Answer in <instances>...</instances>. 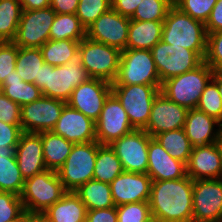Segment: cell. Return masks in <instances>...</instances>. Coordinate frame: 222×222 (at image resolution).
I'll return each mask as SVG.
<instances>
[{
	"instance_id": "obj_1",
	"label": "cell",
	"mask_w": 222,
	"mask_h": 222,
	"mask_svg": "<svg viewBox=\"0 0 222 222\" xmlns=\"http://www.w3.org/2000/svg\"><path fill=\"white\" fill-rule=\"evenodd\" d=\"M149 207L159 222H192L193 180L187 175L176 180L152 181Z\"/></svg>"
},
{
	"instance_id": "obj_2",
	"label": "cell",
	"mask_w": 222,
	"mask_h": 222,
	"mask_svg": "<svg viewBox=\"0 0 222 222\" xmlns=\"http://www.w3.org/2000/svg\"><path fill=\"white\" fill-rule=\"evenodd\" d=\"M161 41L192 50L204 61L207 50L205 23L193 19L173 5L163 22Z\"/></svg>"
},
{
	"instance_id": "obj_3",
	"label": "cell",
	"mask_w": 222,
	"mask_h": 222,
	"mask_svg": "<svg viewBox=\"0 0 222 222\" xmlns=\"http://www.w3.org/2000/svg\"><path fill=\"white\" fill-rule=\"evenodd\" d=\"M90 79L91 76L77 56L61 66L44 63L40 69L39 80H35L34 84L43 96L67 102L72 91Z\"/></svg>"
},
{
	"instance_id": "obj_4",
	"label": "cell",
	"mask_w": 222,
	"mask_h": 222,
	"mask_svg": "<svg viewBox=\"0 0 222 222\" xmlns=\"http://www.w3.org/2000/svg\"><path fill=\"white\" fill-rule=\"evenodd\" d=\"M213 74L212 68L203 61L195 69L164 81L160 91L176 104L194 109Z\"/></svg>"
},
{
	"instance_id": "obj_5",
	"label": "cell",
	"mask_w": 222,
	"mask_h": 222,
	"mask_svg": "<svg viewBox=\"0 0 222 222\" xmlns=\"http://www.w3.org/2000/svg\"><path fill=\"white\" fill-rule=\"evenodd\" d=\"M67 191L57 171L46 169L25 180L20 199L28 212H44Z\"/></svg>"
},
{
	"instance_id": "obj_6",
	"label": "cell",
	"mask_w": 222,
	"mask_h": 222,
	"mask_svg": "<svg viewBox=\"0 0 222 222\" xmlns=\"http://www.w3.org/2000/svg\"><path fill=\"white\" fill-rule=\"evenodd\" d=\"M161 85H112V93L126 111L135 129H144L151 113L155 97L161 92Z\"/></svg>"
},
{
	"instance_id": "obj_7",
	"label": "cell",
	"mask_w": 222,
	"mask_h": 222,
	"mask_svg": "<svg viewBox=\"0 0 222 222\" xmlns=\"http://www.w3.org/2000/svg\"><path fill=\"white\" fill-rule=\"evenodd\" d=\"M162 85L151 50L125 49L112 85Z\"/></svg>"
},
{
	"instance_id": "obj_8",
	"label": "cell",
	"mask_w": 222,
	"mask_h": 222,
	"mask_svg": "<svg viewBox=\"0 0 222 222\" xmlns=\"http://www.w3.org/2000/svg\"><path fill=\"white\" fill-rule=\"evenodd\" d=\"M98 142L74 144L66 161L57 171L66 191H76L93 179Z\"/></svg>"
},
{
	"instance_id": "obj_9",
	"label": "cell",
	"mask_w": 222,
	"mask_h": 222,
	"mask_svg": "<svg viewBox=\"0 0 222 222\" xmlns=\"http://www.w3.org/2000/svg\"><path fill=\"white\" fill-rule=\"evenodd\" d=\"M78 56L91 78L110 83L115 80L121 57L119 49L85 37L80 41Z\"/></svg>"
},
{
	"instance_id": "obj_10",
	"label": "cell",
	"mask_w": 222,
	"mask_h": 222,
	"mask_svg": "<svg viewBox=\"0 0 222 222\" xmlns=\"http://www.w3.org/2000/svg\"><path fill=\"white\" fill-rule=\"evenodd\" d=\"M161 84L198 67L203 60L192 50L159 41L151 49Z\"/></svg>"
},
{
	"instance_id": "obj_11",
	"label": "cell",
	"mask_w": 222,
	"mask_h": 222,
	"mask_svg": "<svg viewBox=\"0 0 222 222\" xmlns=\"http://www.w3.org/2000/svg\"><path fill=\"white\" fill-rule=\"evenodd\" d=\"M55 16L56 12L51 7L22 10L13 42L23 48H40L50 39Z\"/></svg>"
},
{
	"instance_id": "obj_12",
	"label": "cell",
	"mask_w": 222,
	"mask_h": 222,
	"mask_svg": "<svg viewBox=\"0 0 222 222\" xmlns=\"http://www.w3.org/2000/svg\"><path fill=\"white\" fill-rule=\"evenodd\" d=\"M151 138L143 129H133L110 144L124 171L147 174L148 145Z\"/></svg>"
},
{
	"instance_id": "obj_13",
	"label": "cell",
	"mask_w": 222,
	"mask_h": 222,
	"mask_svg": "<svg viewBox=\"0 0 222 222\" xmlns=\"http://www.w3.org/2000/svg\"><path fill=\"white\" fill-rule=\"evenodd\" d=\"M192 222H222V178L193 181Z\"/></svg>"
},
{
	"instance_id": "obj_14",
	"label": "cell",
	"mask_w": 222,
	"mask_h": 222,
	"mask_svg": "<svg viewBox=\"0 0 222 222\" xmlns=\"http://www.w3.org/2000/svg\"><path fill=\"white\" fill-rule=\"evenodd\" d=\"M66 102L41 96L32 103L21 106V128L23 132L40 133L52 131Z\"/></svg>"
},
{
	"instance_id": "obj_15",
	"label": "cell",
	"mask_w": 222,
	"mask_h": 222,
	"mask_svg": "<svg viewBox=\"0 0 222 222\" xmlns=\"http://www.w3.org/2000/svg\"><path fill=\"white\" fill-rule=\"evenodd\" d=\"M96 125V141L110 145L116 139L135 129L117 97L111 93L106 99Z\"/></svg>"
},
{
	"instance_id": "obj_16",
	"label": "cell",
	"mask_w": 222,
	"mask_h": 222,
	"mask_svg": "<svg viewBox=\"0 0 222 222\" xmlns=\"http://www.w3.org/2000/svg\"><path fill=\"white\" fill-rule=\"evenodd\" d=\"M111 93L112 83L99 78H91L72 91L66 104L96 122Z\"/></svg>"
},
{
	"instance_id": "obj_17",
	"label": "cell",
	"mask_w": 222,
	"mask_h": 222,
	"mask_svg": "<svg viewBox=\"0 0 222 222\" xmlns=\"http://www.w3.org/2000/svg\"><path fill=\"white\" fill-rule=\"evenodd\" d=\"M129 25L130 18L110 8L86 29V37L123 51L127 45Z\"/></svg>"
},
{
	"instance_id": "obj_18",
	"label": "cell",
	"mask_w": 222,
	"mask_h": 222,
	"mask_svg": "<svg viewBox=\"0 0 222 222\" xmlns=\"http://www.w3.org/2000/svg\"><path fill=\"white\" fill-rule=\"evenodd\" d=\"M188 109L176 104L160 92L153 102L147 126L149 136L184 128Z\"/></svg>"
},
{
	"instance_id": "obj_19",
	"label": "cell",
	"mask_w": 222,
	"mask_h": 222,
	"mask_svg": "<svg viewBox=\"0 0 222 222\" xmlns=\"http://www.w3.org/2000/svg\"><path fill=\"white\" fill-rule=\"evenodd\" d=\"M151 184L152 179L148 174L123 171L110 183L115 206L149 202Z\"/></svg>"
},
{
	"instance_id": "obj_20",
	"label": "cell",
	"mask_w": 222,
	"mask_h": 222,
	"mask_svg": "<svg viewBox=\"0 0 222 222\" xmlns=\"http://www.w3.org/2000/svg\"><path fill=\"white\" fill-rule=\"evenodd\" d=\"M52 132L74 144L96 141L95 122L68 104H65Z\"/></svg>"
},
{
	"instance_id": "obj_21",
	"label": "cell",
	"mask_w": 222,
	"mask_h": 222,
	"mask_svg": "<svg viewBox=\"0 0 222 222\" xmlns=\"http://www.w3.org/2000/svg\"><path fill=\"white\" fill-rule=\"evenodd\" d=\"M147 174L152 181L176 180L187 176V167L184 162L172 158L152 137L148 145Z\"/></svg>"
},
{
	"instance_id": "obj_22",
	"label": "cell",
	"mask_w": 222,
	"mask_h": 222,
	"mask_svg": "<svg viewBox=\"0 0 222 222\" xmlns=\"http://www.w3.org/2000/svg\"><path fill=\"white\" fill-rule=\"evenodd\" d=\"M186 167L193 181L222 178V151L218 142L192 149Z\"/></svg>"
},
{
	"instance_id": "obj_23",
	"label": "cell",
	"mask_w": 222,
	"mask_h": 222,
	"mask_svg": "<svg viewBox=\"0 0 222 222\" xmlns=\"http://www.w3.org/2000/svg\"><path fill=\"white\" fill-rule=\"evenodd\" d=\"M15 157L25 180L46 170L41 134L23 132L15 148Z\"/></svg>"
},
{
	"instance_id": "obj_24",
	"label": "cell",
	"mask_w": 222,
	"mask_h": 222,
	"mask_svg": "<svg viewBox=\"0 0 222 222\" xmlns=\"http://www.w3.org/2000/svg\"><path fill=\"white\" fill-rule=\"evenodd\" d=\"M216 124L219 129L214 130ZM221 127L218 120L208 116L205 112L196 108L188 110L184 130L193 149L218 142Z\"/></svg>"
},
{
	"instance_id": "obj_25",
	"label": "cell",
	"mask_w": 222,
	"mask_h": 222,
	"mask_svg": "<svg viewBox=\"0 0 222 222\" xmlns=\"http://www.w3.org/2000/svg\"><path fill=\"white\" fill-rule=\"evenodd\" d=\"M163 22L130 20L126 49L151 50L161 40Z\"/></svg>"
},
{
	"instance_id": "obj_26",
	"label": "cell",
	"mask_w": 222,
	"mask_h": 222,
	"mask_svg": "<svg viewBox=\"0 0 222 222\" xmlns=\"http://www.w3.org/2000/svg\"><path fill=\"white\" fill-rule=\"evenodd\" d=\"M44 212L54 222H86L87 208L74 191H67Z\"/></svg>"
},
{
	"instance_id": "obj_27",
	"label": "cell",
	"mask_w": 222,
	"mask_h": 222,
	"mask_svg": "<svg viewBox=\"0 0 222 222\" xmlns=\"http://www.w3.org/2000/svg\"><path fill=\"white\" fill-rule=\"evenodd\" d=\"M16 146L0 149V191L21 195L25 179L19 170L16 157Z\"/></svg>"
},
{
	"instance_id": "obj_28",
	"label": "cell",
	"mask_w": 222,
	"mask_h": 222,
	"mask_svg": "<svg viewBox=\"0 0 222 222\" xmlns=\"http://www.w3.org/2000/svg\"><path fill=\"white\" fill-rule=\"evenodd\" d=\"M45 167L58 171L71 153L74 143L52 131L40 132Z\"/></svg>"
},
{
	"instance_id": "obj_29",
	"label": "cell",
	"mask_w": 222,
	"mask_h": 222,
	"mask_svg": "<svg viewBox=\"0 0 222 222\" xmlns=\"http://www.w3.org/2000/svg\"><path fill=\"white\" fill-rule=\"evenodd\" d=\"M74 192L85 204L87 210L105 209L115 206L109 183L92 179L82 184Z\"/></svg>"
},
{
	"instance_id": "obj_30",
	"label": "cell",
	"mask_w": 222,
	"mask_h": 222,
	"mask_svg": "<svg viewBox=\"0 0 222 222\" xmlns=\"http://www.w3.org/2000/svg\"><path fill=\"white\" fill-rule=\"evenodd\" d=\"M1 84L3 94L20 106L32 103L42 96L41 90L35 84L23 81L16 70Z\"/></svg>"
},
{
	"instance_id": "obj_31",
	"label": "cell",
	"mask_w": 222,
	"mask_h": 222,
	"mask_svg": "<svg viewBox=\"0 0 222 222\" xmlns=\"http://www.w3.org/2000/svg\"><path fill=\"white\" fill-rule=\"evenodd\" d=\"M123 171L121 161L110 145L98 143L93 179L110 184Z\"/></svg>"
},
{
	"instance_id": "obj_32",
	"label": "cell",
	"mask_w": 222,
	"mask_h": 222,
	"mask_svg": "<svg viewBox=\"0 0 222 222\" xmlns=\"http://www.w3.org/2000/svg\"><path fill=\"white\" fill-rule=\"evenodd\" d=\"M156 141L167 151L169 155L186 165L192 152V144L186 136L184 128L166 131L154 136Z\"/></svg>"
},
{
	"instance_id": "obj_33",
	"label": "cell",
	"mask_w": 222,
	"mask_h": 222,
	"mask_svg": "<svg viewBox=\"0 0 222 222\" xmlns=\"http://www.w3.org/2000/svg\"><path fill=\"white\" fill-rule=\"evenodd\" d=\"M79 44V41L69 39H49L40 49L45 63L52 66H61L78 56Z\"/></svg>"
},
{
	"instance_id": "obj_34",
	"label": "cell",
	"mask_w": 222,
	"mask_h": 222,
	"mask_svg": "<svg viewBox=\"0 0 222 222\" xmlns=\"http://www.w3.org/2000/svg\"><path fill=\"white\" fill-rule=\"evenodd\" d=\"M86 37V28L76 14H56L50 30V40L81 41Z\"/></svg>"
},
{
	"instance_id": "obj_35",
	"label": "cell",
	"mask_w": 222,
	"mask_h": 222,
	"mask_svg": "<svg viewBox=\"0 0 222 222\" xmlns=\"http://www.w3.org/2000/svg\"><path fill=\"white\" fill-rule=\"evenodd\" d=\"M45 63L40 48L19 47L15 70L27 83L39 80L41 66Z\"/></svg>"
},
{
	"instance_id": "obj_36",
	"label": "cell",
	"mask_w": 222,
	"mask_h": 222,
	"mask_svg": "<svg viewBox=\"0 0 222 222\" xmlns=\"http://www.w3.org/2000/svg\"><path fill=\"white\" fill-rule=\"evenodd\" d=\"M21 13L19 0H0V42L14 40Z\"/></svg>"
},
{
	"instance_id": "obj_37",
	"label": "cell",
	"mask_w": 222,
	"mask_h": 222,
	"mask_svg": "<svg viewBox=\"0 0 222 222\" xmlns=\"http://www.w3.org/2000/svg\"><path fill=\"white\" fill-rule=\"evenodd\" d=\"M174 0H141L130 20L164 21Z\"/></svg>"
},
{
	"instance_id": "obj_38",
	"label": "cell",
	"mask_w": 222,
	"mask_h": 222,
	"mask_svg": "<svg viewBox=\"0 0 222 222\" xmlns=\"http://www.w3.org/2000/svg\"><path fill=\"white\" fill-rule=\"evenodd\" d=\"M196 109L218 120L222 125V98L217 83L211 79L201 94Z\"/></svg>"
},
{
	"instance_id": "obj_39",
	"label": "cell",
	"mask_w": 222,
	"mask_h": 222,
	"mask_svg": "<svg viewBox=\"0 0 222 222\" xmlns=\"http://www.w3.org/2000/svg\"><path fill=\"white\" fill-rule=\"evenodd\" d=\"M110 8H112L111 0H79L76 16L87 29Z\"/></svg>"
},
{
	"instance_id": "obj_40",
	"label": "cell",
	"mask_w": 222,
	"mask_h": 222,
	"mask_svg": "<svg viewBox=\"0 0 222 222\" xmlns=\"http://www.w3.org/2000/svg\"><path fill=\"white\" fill-rule=\"evenodd\" d=\"M217 0H174V5L193 19L206 23Z\"/></svg>"
},
{
	"instance_id": "obj_41",
	"label": "cell",
	"mask_w": 222,
	"mask_h": 222,
	"mask_svg": "<svg viewBox=\"0 0 222 222\" xmlns=\"http://www.w3.org/2000/svg\"><path fill=\"white\" fill-rule=\"evenodd\" d=\"M117 222H143L151 216L149 202L116 206Z\"/></svg>"
},
{
	"instance_id": "obj_42",
	"label": "cell",
	"mask_w": 222,
	"mask_h": 222,
	"mask_svg": "<svg viewBox=\"0 0 222 222\" xmlns=\"http://www.w3.org/2000/svg\"><path fill=\"white\" fill-rule=\"evenodd\" d=\"M19 46L13 41L0 42V83L15 70Z\"/></svg>"
},
{
	"instance_id": "obj_43",
	"label": "cell",
	"mask_w": 222,
	"mask_h": 222,
	"mask_svg": "<svg viewBox=\"0 0 222 222\" xmlns=\"http://www.w3.org/2000/svg\"><path fill=\"white\" fill-rule=\"evenodd\" d=\"M204 62L214 72H222V30L207 34V50Z\"/></svg>"
},
{
	"instance_id": "obj_44",
	"label": "cell",
	"mask_w": 222,
	"mask_h": 222,
	"mask_svg": "<svg viewBox=\"0 0 222 222\" xmlns=\"http://www.w3.org/2000/svg\"><path fill=\"white\" fill-rule=\"evenodd\" d=\"M24 210L20 196L12 192L0 191V222L18 217Z\"/></svg>"
},
{
	"instance_id": "obj_45",
	"label": "cell",
	"mask_w": 222,
	"mask_h": 222,
	"mask_svg": "<svg viewBox=\"0 0 222 222\" xmlns=\"http://www.w3.org/2000/svg\"><path fill=\"white\" fill-rule=\"evenodd\" d=\"M0 121L21 126V106L4 94L0 95Z\"/></svg>"
},
{
	"instance_id": "obj_46",
	"label": "cell",
	"mask_w": 222,
	"mask_h": 222,
	"mask_svg": "<svg viewBox=\"0 0 222 222\" xmlns=\"http://www.w3.org/2000/svg\"><path fill=\"white\" fill-rule=\"evenodd\" d=\"M22 133L21 126L0 121V149H6V146H17Z\"/></svg>"
},
{
	"instance_id": "obj_47",
	"label": "cell",
	"mask_w": 222,
	"mask_h": 222,
	"mask_svg": "<svg viewBox=\"0 0 222 222\" xmlns=\"http://www.w3.org/2000/svg\"><path fill=\"white\" fill-rule=\"evenodd\" d=\"M86 222H117L116 206L105 209L87 210Z\"/></svg>"
},
{
	"instance_id": "obj_48",
	"label": "cell",
	"mask_w": 222,
	"mask_h": 222,
	"mask_svg": "<svg viewBox=\"0 0 222 222\" xmlns=\"http://www.w3.org/2000/svg\"><path fill=\"white\" fill-rule=\"evenodd\" d=\"M205 28L207 34L222 30V0H217L205 23Z\"/></svg>"
},
{
	"instance_id": "obj_49",
	"label": "cell",
	"mask_w": 222,
	"mask_h": 222,
	"mask_svg": "<svg viewBox=\"0 0 222 222\" xmlns=\"http://www.w3.org/2000/svg\"><path fill=\"white\" fill-rule=\"evenodd\" d=\"M141 0H111L112 8L122 16L131 18Z\"/></svg>"
},
{
	"instance_id": "obj_50",
	"label": "cell",
	"mask_w": 222,
	"mask_h": 222,
	"mask_svg": "<svg viewBox=\"0 0 222 222\" xmlns=\"http://www.w3.org/2000/svg\"><path fill=\"white\" fill-rule=\"evenodd\" d=\"M79 0H50V7L56 14H76Z\"/></svg>"
},
{
	"instance_id": "obj_51",
	"label": "cell",
	"mask_w": 222,
	"mask_h": 222,
	"mask_svg": "<svg viewBox=\"0 0 222 222\" xmlns=\"http://www.w3.org/2000/svg\"><path fill=\"white\" fill-rule=\"evenodd\" d=\"M22 10H36L50 7V0H19Z\"/></svg>"
},
{
	"instance_id": "obj_52",
	"label": "cell",
	"mask_w": 222,
	"mask_h": 222,
	"mask_svg": "<svg viewBox=\"0 0 222 222\" xmlns=\"http://www.w3.org/2000/svg\"><path fill=\"white\" fill-rule=\"evenodd\" d=\"M35 222H54L45 212H35Z\"/></svg>"
},
{
	"instance_id": "obj_53",
	"label": "cell",
	"mask_w": 222,
	"mask_h": 222,
	"mask_svg": "<svg viewBox=\"0 0 222 222\" xmlns=\"http://www.w3.org/2000/svg\"><path fill=\"white\" fill-rule=\"evenodd\" d=\"M212 79L217 83L219 94L222 98V72H214Z\"/></svg>"
},
{
	"instance_id": "obj_54",
	"label": "cell",
	"mask_w": 222,
	"mask_h": 222,
	"mask_svg": "<svg viewBox=\"0 0 222 222\" xmlns=\"http://www.w3.org/2000/svg\"><path fill=\"white\" fill-rule=\"evenodd\" d=\"M28 220V211L24 210L18 217H15L12 220L7 222H27Z\"/></svg>"
},
{
	"instance_id": "obj_55",
	"label": "cell",
	"mask_w": 222,
	"mask_h": 222,
	"mask_svg": "<svg viewBox=\"0 0 222 222\" xmlns=\"http://www.w3.org/2000/svg\"><path fill=\"white\" fill-rule=\"evenodd\" d=\"M27 222H35V212H28Z\"/></svg>"
},
{
	"instance_id": "obj_56",
	"label": "cell",
	"mask_w": 222,
	"mask_h": 222,
	"mask_svg": "<svg viewBox=\"0 0 222 222\" xmlns=\"http://www.w3.org/2000/svg\"><path fill=\"white\" fill-rule=\"evenodd\" d=\"M143 222H159L153 215H151L147 220Z\"/></svg>"
},
{
	"instance_id": "obj_57",
	"label": "cell",
	"mask_w": 222,
	"mask_h": 222,
	"mask_svg": "<svg viewBox=\"0 0 222 222\" xmlns=\"http://www.w3.org/2000/svg\"><path fill=\"white\" fill-rule=\"evenodd\" d=\"M218 144H219L221 151H222V127H221V131H220L219 139H218Z\"/></svg>"
},
{
	"instance_id": "obj_58",
	"label": "cell",
	"mask_w": 222,
	"mask_h": 222,
	"mask_svg": "<svg viewBox=\"0 0 222 222\" xmlns=\"http://www.w3.org/2000/svg\"><path fill=\"white\" fill-rule=\"evenodd\" d=\"M3 94V87L2 84L0 83V95Z\"/></svg>"
}]
</instances>
